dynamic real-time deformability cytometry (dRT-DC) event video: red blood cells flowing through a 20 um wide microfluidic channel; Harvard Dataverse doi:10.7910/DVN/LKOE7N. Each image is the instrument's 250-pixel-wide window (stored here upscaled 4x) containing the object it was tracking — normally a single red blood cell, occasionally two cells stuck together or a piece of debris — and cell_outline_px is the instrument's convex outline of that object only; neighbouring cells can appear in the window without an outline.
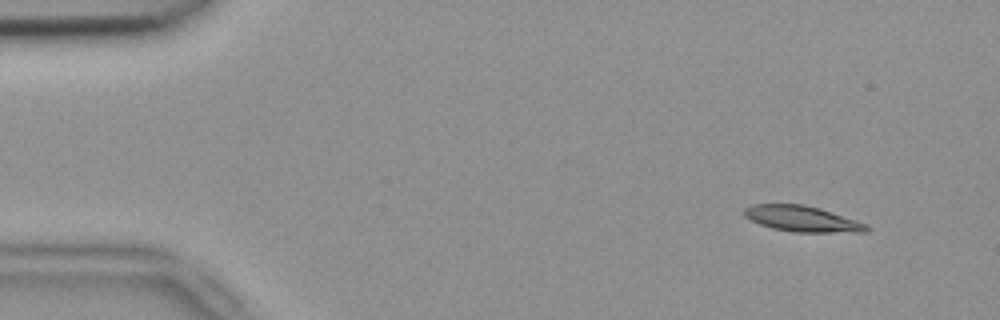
{"species": "common noctule bat (a hibernating species)", "species_latin": "Nyctalus noctula", "temperature_condition": "room temperature", "stored_images_in_passage": 50, "segment_of_instrument_passage": [1, 2], "camera_frame_rate_fps": 3000, "um_per_image_px": 0.085, "animal": {"sex": "female", "body_mass_g": 18.4}, "frame": {"image": 1, "passage_image": 1, "time_ms": 0.0, "image_size_px": [1000, 320], "cell_outline_px": [[872, 228], [868, 232], [792, 232], [772, 228], [760, 224], [744, 216], [744, 208], [752, 204], [804, 204], [820, 208], [868, 224]], "centroid_in_image_um": [68.22, 18.6], "position_along_channel_um": 16.8, "area_um2": 18.5}}
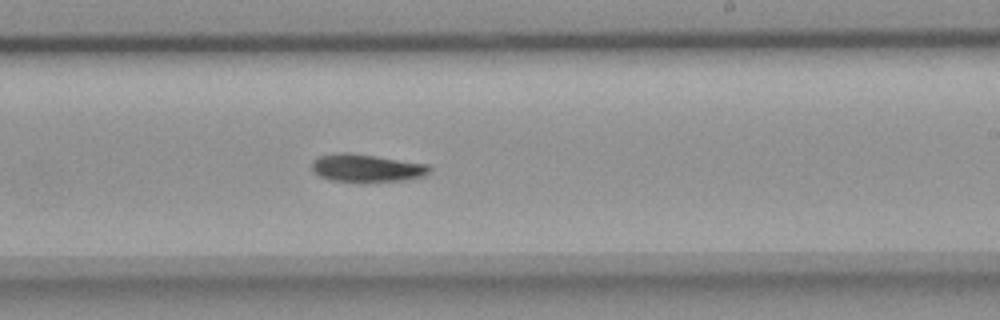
{"frame": {"image": 2, "passage_image": 28, "time_ms": 9.0, "image_size_px": [1000, 320], "cell_outline_px": [[432, 168], [424, 176], [408, 180], [364, 184], [360, 184], [332, 180], [320, 176], [312, 172], [312, 160], [320, 156], [336, 152], [348, 152], [376, 156], [428, 164]], "centroid_in_image_um": [31.15, 14.32], "position_along_channel_um": 257.8, "area_um2": 19.83}}
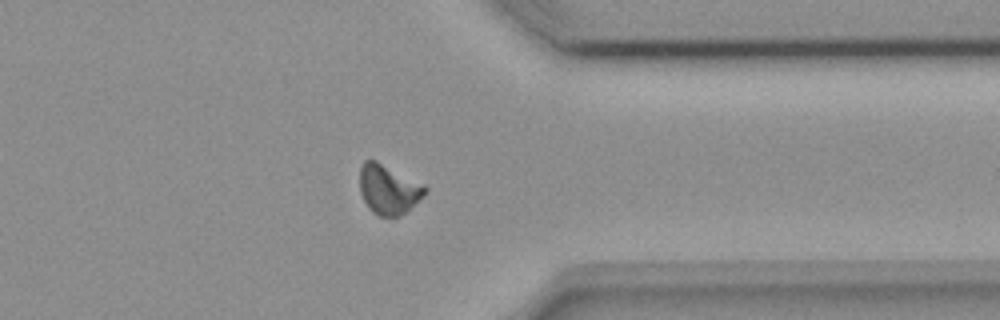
{"frame": {"image": 3, "passage_image": 38, "time_ms": 12.333, "image_size_px": [1000, 320], "cell_outline_px": [[428, 188], [424, 196], [400, 216], [376, 216], [368, 208], [360, 192], [360, 168], [364, 160], [376, 160], [424, 184]], "centroid_in_image_um": [33.02, 16.1], "position_along_channel_um": 378.4, "area_um2": 18.9}}